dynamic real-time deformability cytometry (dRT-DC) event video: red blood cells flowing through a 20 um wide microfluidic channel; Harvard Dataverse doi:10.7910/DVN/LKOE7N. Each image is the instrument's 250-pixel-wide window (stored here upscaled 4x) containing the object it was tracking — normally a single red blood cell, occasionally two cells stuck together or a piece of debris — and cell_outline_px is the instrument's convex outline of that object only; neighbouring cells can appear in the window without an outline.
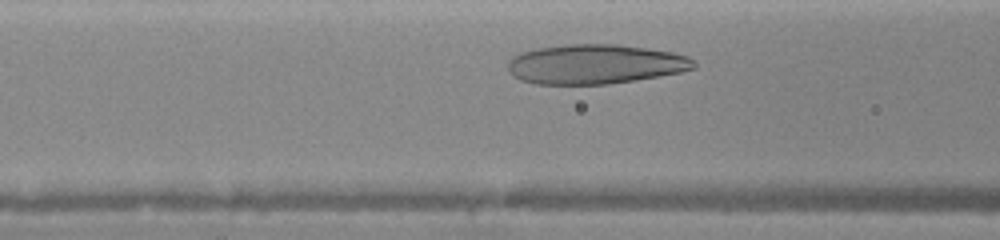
{"species": "human", "species_latin": "Homo sapiens", "temperature_condition": "warm", "stored_images_in_passage": 22, "camera_frame_rate_fps": 3000, "um_per_image_px": 0.085, "donor": {"sex": "female"}, "frame": {"image": 1, "passage_image": 5, "time_ms": 1.333, "image_size_px": [1000, 240], "cell_outline_px": [[696, 68], [680, 72], [636, 80], [608, 84], [536, 84], [520, 80], [508, 68], [508, 60], [520, 52], [540, 48], [564, 44], [616, 44], [672, 52], [688, 56], [696, 64]], "centroid_in_image_um": [50.59, 5.45], "position_along_channel_um": 116.0, "area_um2": 42.71}}
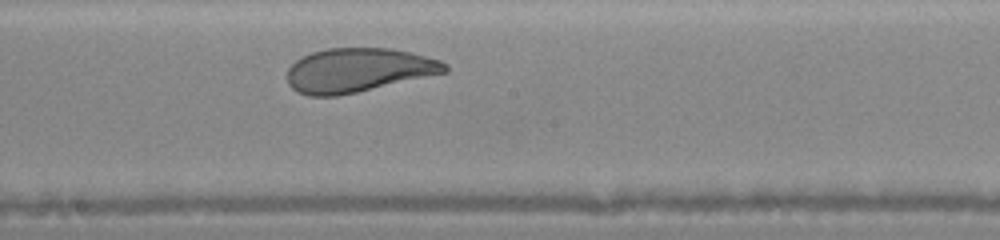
{"frame": {"image": 2, "passage_image": 11, "time_ms": 3.667, "image_size_px": [1000, 240], "cell_outline_px": [[448, 72], [356, 92], [336, 96], [308, 96], [296, 92], [288, 84], [288, 68], [296, 60], [312, 52], [328, 48], [388, 48], [408, 52], [440, 60], [448, 64]], "centroid_in_image_um": [30.43, 5.97], "position_along_channel_um": 217.8, "area_um2": 40.23}}
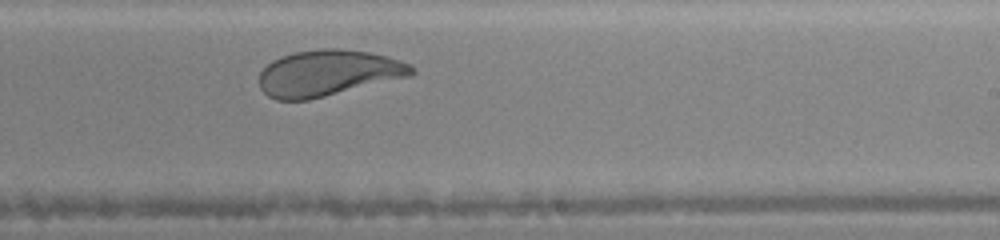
{"frame": {"image": 3, "passage_image": 14, "time_ms": 4.667, "image_size_px": [1000, 240], "cell_outline_px": [[416, 72], [412, 76], [308, 100], [276, 100], [268, 96], [260, 88], [260, 72], [272, 60], [280, 56], [296, 52], [320, 48], [340, 48], [368, 52], [388, 56], [408, 64]], "centroid_in_image_um": [27.88, 6.21], "position_along_channel_um": 261.1, "area_um2": 40.92}}